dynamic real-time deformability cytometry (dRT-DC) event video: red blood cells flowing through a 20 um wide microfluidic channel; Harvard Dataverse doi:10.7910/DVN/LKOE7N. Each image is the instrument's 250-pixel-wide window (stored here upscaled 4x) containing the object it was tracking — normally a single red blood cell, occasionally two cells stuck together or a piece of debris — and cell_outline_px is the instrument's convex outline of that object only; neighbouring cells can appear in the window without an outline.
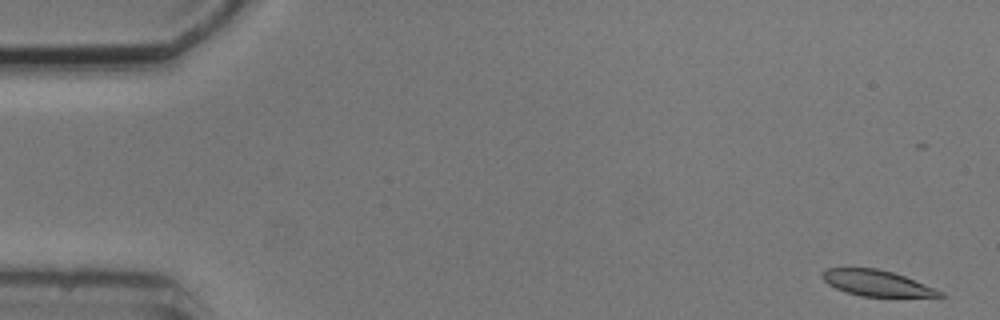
{"species": "common noctule bat (a hibernating species)", "species_latin": "Nyctalus noctula", "temperature_condition": "cold", "stored_images_in_passage": 4, "camera_frame_rate_fps": 3000, "um_per_image_px": 0.085, "animal": {"sex": "male", "body_mass_g": 20.5, "forearm_length_mm": 52.5}, "frame": {"image": 1, "passage_image": 1, "time_ms": 0.0, "image_size_px": [1000, 320], "cell_outline_px": [[944, 296], [860, 296], [836, 288], [828, 284], [820, 276], [828, 268], [876, 268], [892, 272], [904, 276], [944, 292]], "centroid_in_image_um": [74.5, 24.06], "position_along_channel_um": 10.5, "area_um2": 17.28}}
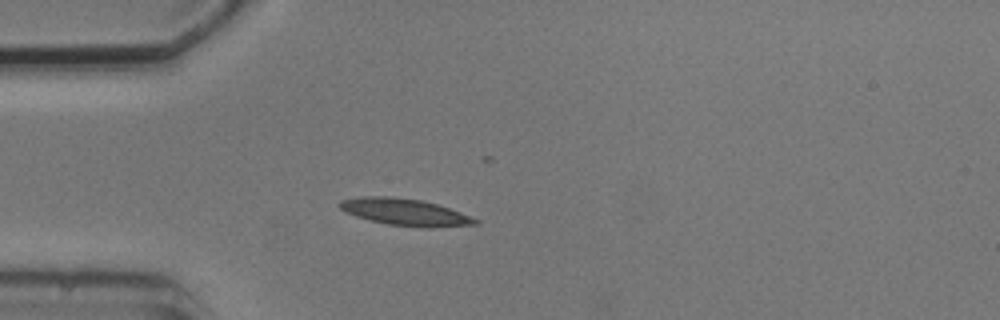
{"frame": {"image": 2, "passage_image": 4, "time_ms": 4.333, "image_size_px": [1000, 320], "cell_outline_px": [[480, 224], [432, 228], [424, 228], [388, 224], [356, 216], [340, 208], [340, 200], [364, 196], [392, 196], [420, 200], [436, 204], [460, 212], [480, 220]], "centroid_in_image_um": [34.49, 18.03], "position_along_channel_um": 50.5, "area_um2": 21.04}}